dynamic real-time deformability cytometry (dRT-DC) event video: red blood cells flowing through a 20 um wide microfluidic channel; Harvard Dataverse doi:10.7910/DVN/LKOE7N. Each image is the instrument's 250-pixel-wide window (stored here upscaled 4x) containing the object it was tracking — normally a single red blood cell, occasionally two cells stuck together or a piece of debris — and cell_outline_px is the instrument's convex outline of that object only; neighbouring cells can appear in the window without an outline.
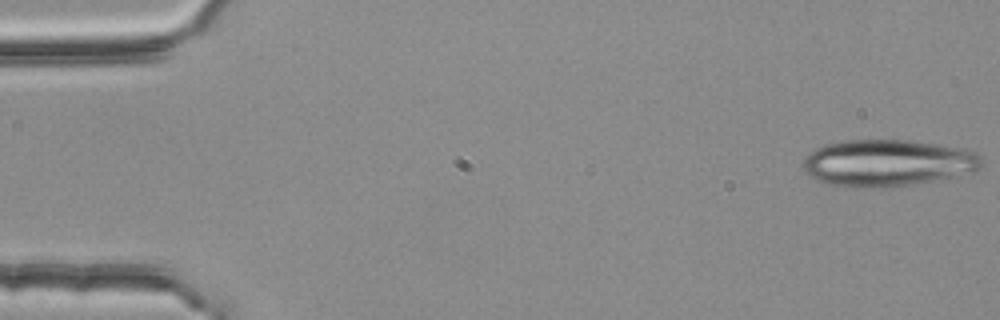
{"species": "common noctule bat (a hibernating species)", "species_latin": "Nyctalus noctula", "temperature_condition": "room temperature", "stored_images_in_passage": 18, "camera_frame_rate_fps": 3000, "um_per_image_px": 0.085, "animal": {"sex": "female", "body_mass_g": 25.1}, "frame": {"image": 1, "passage_image": 1, "time_ms": 0.0, "image_size_px": [1000, 320], "cell_outline_px": [[980, 168], [976, 172], [912, 184], [888, 188], [852, 188], [828, 184], [816, 180], [808, 176], [804, 168], [804, 160], [808, 152], [824, 144], [844, 140], [904, 140], [936, 144], [964, 148], [976, 152], [980, 156]], "centroid_in_image_um": [75.41, 13.86], "position_along_channel_um": 9.6, "area_um2": 49.01}}
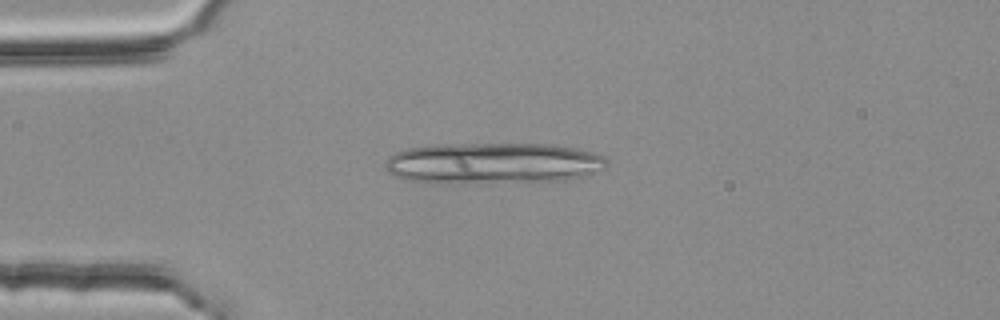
{"frame": {"image": 2, "passage_image": 13, "time_ms": 4.0, "image_size_px": [1000, 320], "cell_outline_px": [[608, 164], [604, 168], [584, 176], [564, 180], [464, 184], [440, 184], [404, 180], [392, 176], [388, 172], [384, 164], [384, 160], [388, 156], [396, 152], [408, 148], [440, 144], [548, 144], [572, 148], [592, 152], [604, 156], [608, 160]], "centroid_in_image_um": [41.82, 13.89], "position_along_channel_um": 43.2, "area_um2": 53.93}}